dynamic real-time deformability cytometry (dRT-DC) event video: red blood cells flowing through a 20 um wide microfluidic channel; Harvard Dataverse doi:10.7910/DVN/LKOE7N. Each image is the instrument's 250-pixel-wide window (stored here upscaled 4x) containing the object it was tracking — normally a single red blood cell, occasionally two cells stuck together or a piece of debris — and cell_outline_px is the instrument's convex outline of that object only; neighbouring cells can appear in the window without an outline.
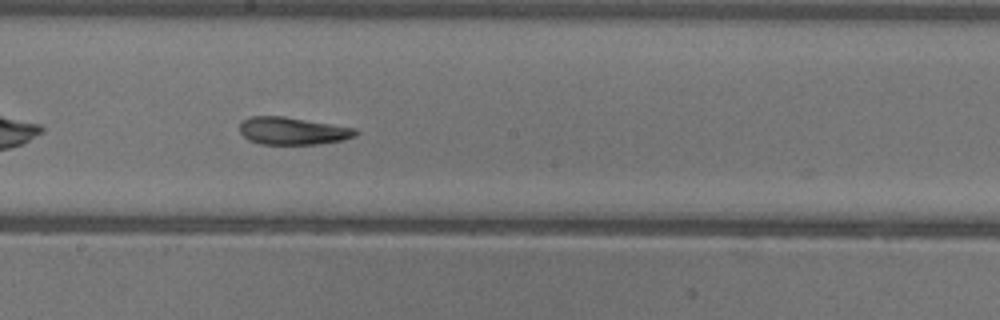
{"species": "common noctule bat (a hibernating species)", "species_latin": "Nyctalus noctula", "temperature_condition": "warm", "stored_images_in_passage": 42, "camera_frame_rate_fps": 3000, "um_per_image_px": 0.085, "animal": {"sex": "female"}, "frame": {"image": 1, "passage_image": 24, "time_ms": 7.667, "image_size_px": [1000, 320], "cell_outline_px": [[360, 132], [356, 136], [344, 140], [316, 144], [260, 144], [248, 140], [240, 132], [240, 120], [248, 116], [284, 116], [356, 128]], "centroid_in_image_um": [24.87, 11.12], "position_along_channel_um": 223.3, "area_um2": 18.79}}
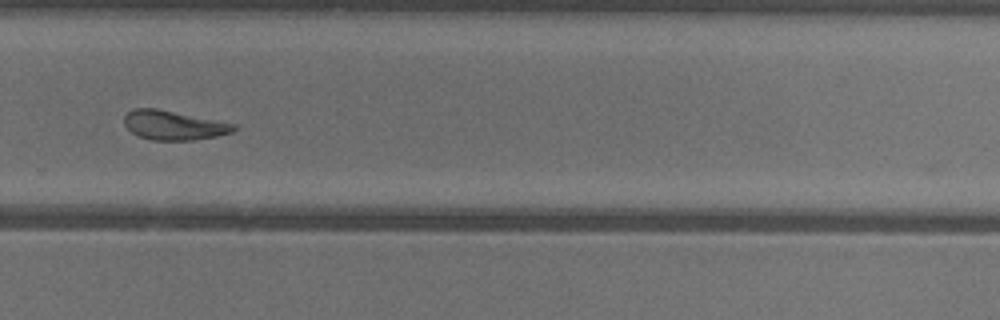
{"frame": {"image": 2, "passage_image": 31, "time_ms": 10.0, "image_size_px": [1000, 320], "cell_outline_px": [[236, 128], [232, 132], [216, 136], [192, 140], [152, 140], [136, 136], [124, 124], [124, 116], [128, 112], [136, 108], [156, 108], [236, 124]], "centroid_in_image_um": [14.73, 10.65], "position_along_channel_um": 315.1, "area_um2": 18.55}}
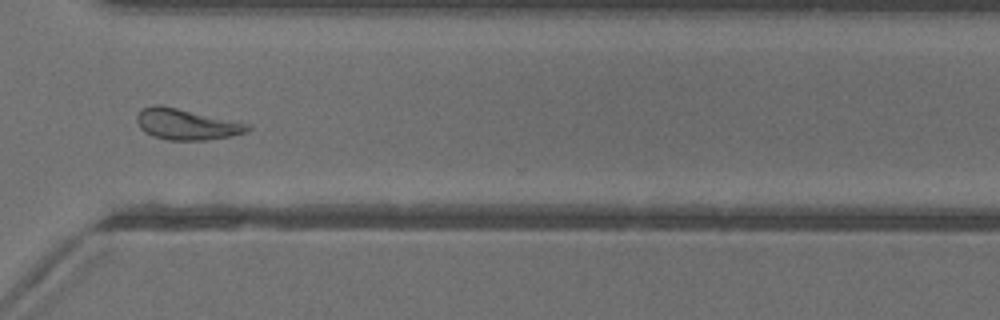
{"frame": {"image": 3, "passage_image": 34, "time_ms": 11.0, "image_size_px": [1000, 320], "cell_outline_px": [[252, 128], [244, 132], [228, 136], [208, 140], [168, 140], [152, 136], [144, 132], [140, 128], [136, 120], [136, 116], [144, 108], [152, 104], [160, 104], [248, 124]], "centroid_in_image_um": [15.78, 10.56], "position_along_channel_um": 354.8, "area_um2": 19.71}, "authors_computed_cell_mechanics": {"area_um2": 18.8717, "velocity_mm_per_s": 3.9458, "shape_relaxation_time_tau1_ms": null, "shape_relaxation_time_tau2_ms": 5.1992, "deformation_change_tau1": null, "deformation_change_tau2": 0.1045}}